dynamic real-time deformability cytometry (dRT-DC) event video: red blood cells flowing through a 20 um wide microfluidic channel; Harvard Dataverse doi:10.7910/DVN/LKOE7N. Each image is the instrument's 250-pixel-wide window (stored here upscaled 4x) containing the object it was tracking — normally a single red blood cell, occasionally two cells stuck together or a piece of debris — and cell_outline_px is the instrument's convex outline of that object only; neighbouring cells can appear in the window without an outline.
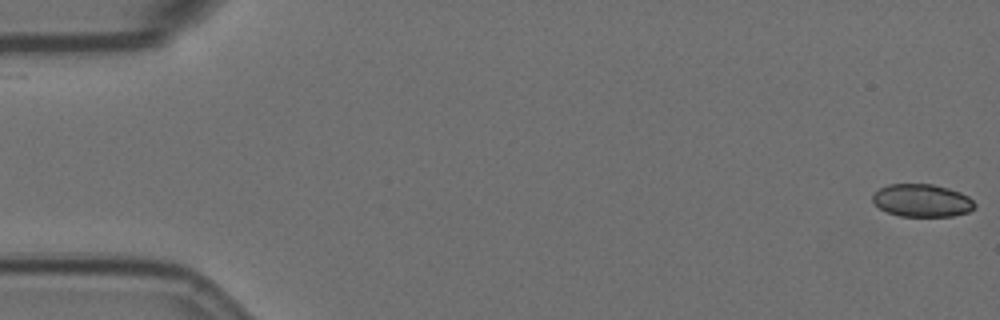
{"species": "Egyptian fruit bat (a non-hibernating species)", "species_latin": "Rousettus aegyptiacus", "temperature_condition": "room temperature", "stored_images_in_passage": 58, "camera_frame_rate_fps": 3000, "um_per_image_px": 0.085, "animal": {"sex": "female"}, "frame": {"image": 1, "passage_image": 1, "time_ms": 0.0, "image_size_px": [1000, 320], "cell_outline_px": [[976, 208], [968, 212], [952, 216], [900, 216], [888, 212], [880, 208], [872, 200], [872, 196], [880, 188], [888, 184], [932, 184], [948, 188], [960, 192], [968, 196], [976, 204]], "centroid_in_image_um": [78.39, 17.04], "position_along_channel_um": 6.6, "area_um2": 19.42}}
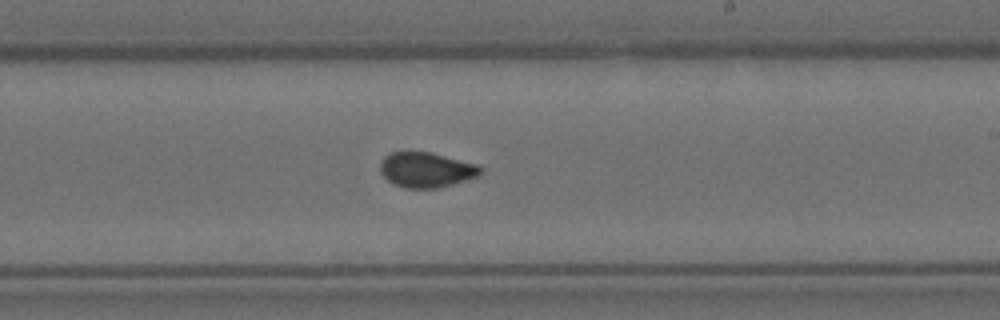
{"frame": {"image": 2, "passage_image": 34, "time_ms": 11.0, "image_size_px": [1000, 320], "cell_outline_px": [[484, 172], [480, 176], [452, 184], [436, 188], [404, 188], [388, 180], [380, 172], [380, 164], [384, 156], [392, 152], [408, 148], [432, 152], [476, 164], [484, 168]], "centroid_in_image_um": [36.23, 14.38], "position_along_channel_um": 252.8, "area_um2": 21.15}}
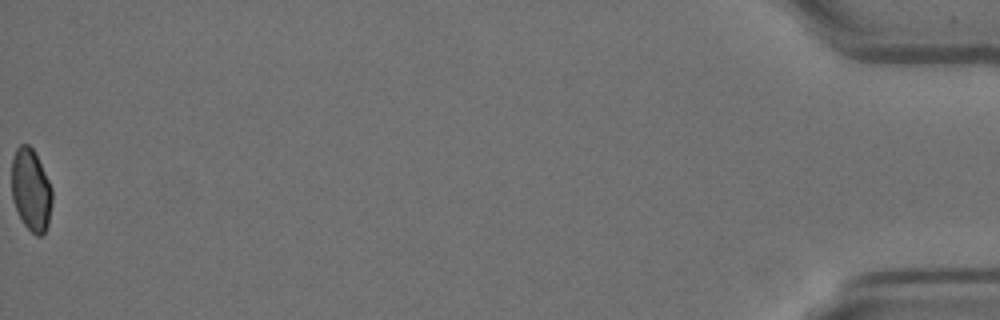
{"frame": {"image": 3, "passage_image": 58, "time_ms": 19.0, "image_size_px": [1000, 320], "cell_outline_px": [[52, 204], [48, 224], [44, 232], [40, 236], [36, 236], [24, 224], [12, 200], [12, 160], [16, 148], [20, 144], [28, 144], [36, 152], [52, 188]], "centroid_in_image_um": [2.64, 16.12], "position_along_channel_um": 432.6, "area_um2": 19.48}, "authors_computed_cell_mechanics": {"area_um2": 20.4034, "velocity_mm_per_s": 3.5498, "shape_relaxation_time_tau1_ms": 8.9193, "shape_relaxation_time_tau2_ms": 0.7433, "deformation_change_tau1": 0.1424, "deformation_change_tau2": 0.0453}}